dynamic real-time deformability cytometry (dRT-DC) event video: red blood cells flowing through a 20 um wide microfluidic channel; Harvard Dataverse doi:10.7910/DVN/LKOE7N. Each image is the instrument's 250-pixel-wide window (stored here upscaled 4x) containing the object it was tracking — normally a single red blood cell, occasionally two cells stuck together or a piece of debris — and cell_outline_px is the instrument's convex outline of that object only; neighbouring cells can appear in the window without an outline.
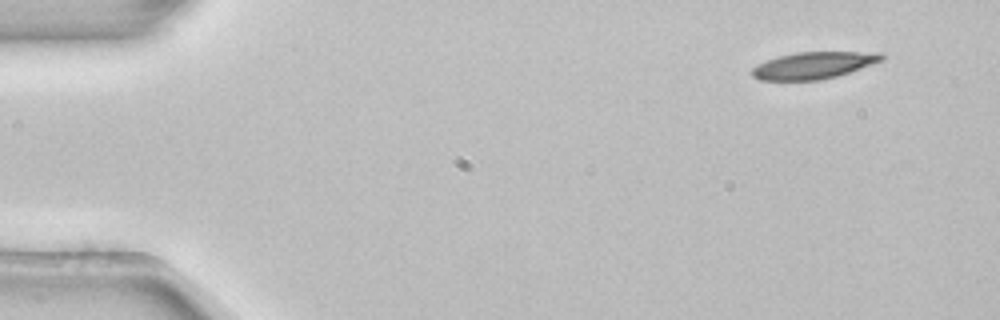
{"species": "common noctule bat (a hibernating species)", "species_latin": "Nyctalus noctula", "temperature_condition": "room temperature", "stored_images_in_passage": 3, "camera_frame_rate_fps": 3000, "um_per_image_px": 0.085, "animal": {"sex": "female", "body_mass_g": 22.7, "forearm_length_mm": 54.2}, "frame": {"image": 1, "passage_image": 1, "time_ms": 0.0, "image_size_px": [1000, 320], "cell_outline_px": [[884, 60], [836, 76], [820, 80], [760, 80], [752, 76], [752, 68], [756, 64], [780, 56], [796, 52], [880, 52], [884, 56]], "centroid_in_image_um": [69.15, 5.55], "position_along_channel_um": 15.9, "area_um2": 20.11}}
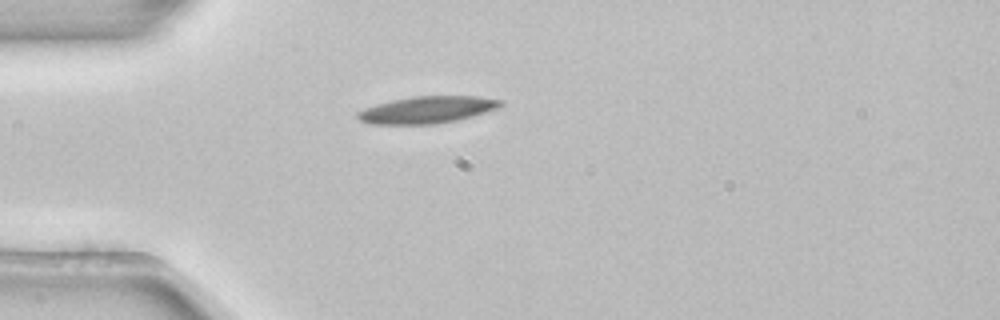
{"frame": {"image": 2, "passage_image": 3, "time_ms": 0.667, "image_size_px": [1000, 320], "cell_outline_px": [[504, 104], [496, 108], [472, 116], [456, 120], [436, 124], [368, 124], [360, 120], [356, 116], [356, 112], [364, 108], [376, 104], [392, 100], [416, 96], [476, 96], [504, 100]], "centroid_in_image_um": [36.28, 9.33], "position_along_channel_um": 48.7, "area_um2": 22.43}}